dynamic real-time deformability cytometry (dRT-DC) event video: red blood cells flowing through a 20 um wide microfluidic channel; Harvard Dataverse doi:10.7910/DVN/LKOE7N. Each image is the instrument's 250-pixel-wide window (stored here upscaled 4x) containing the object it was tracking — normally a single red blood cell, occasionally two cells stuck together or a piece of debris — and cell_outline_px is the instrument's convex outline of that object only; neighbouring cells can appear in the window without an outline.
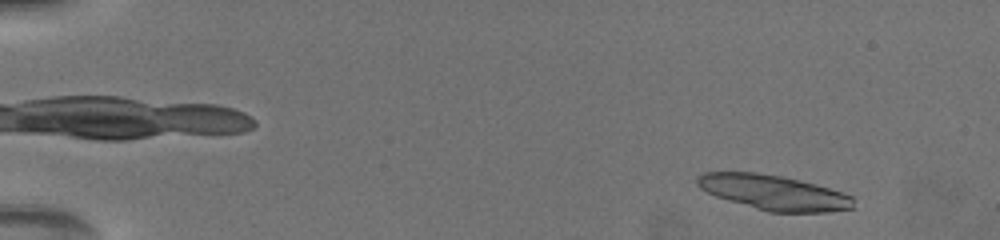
{"species": "common noctule bat (a hibernating species)", "species_latin": "Nyctalus noctula", "temperature_condition": "warm", "stored_images_in_passage": 12, "camera_frame_rate_fps": 3000, "um_per_image_px": 0.085, "animal": {"sex": "female", "body_mass_g": 19.5, "forearm_length_mm": 54.1}, "frame": {"image": 1, "passage_image": 2, "time_ms": 1.0, "image_size_px": [1000, 240], "cell_outline_px": [[856, 208], [828, 212], [768, 212], [728, 200], [716, 196], [700, 188], [696, 184], [696, 180], [704, 172], [752, 172], [780, 176], [816, 184], [852, 196]], "centroid_in_image_um": [65.78, 16.37], "position_along_channel_um": 19.2, "area_um2": 31.56}}